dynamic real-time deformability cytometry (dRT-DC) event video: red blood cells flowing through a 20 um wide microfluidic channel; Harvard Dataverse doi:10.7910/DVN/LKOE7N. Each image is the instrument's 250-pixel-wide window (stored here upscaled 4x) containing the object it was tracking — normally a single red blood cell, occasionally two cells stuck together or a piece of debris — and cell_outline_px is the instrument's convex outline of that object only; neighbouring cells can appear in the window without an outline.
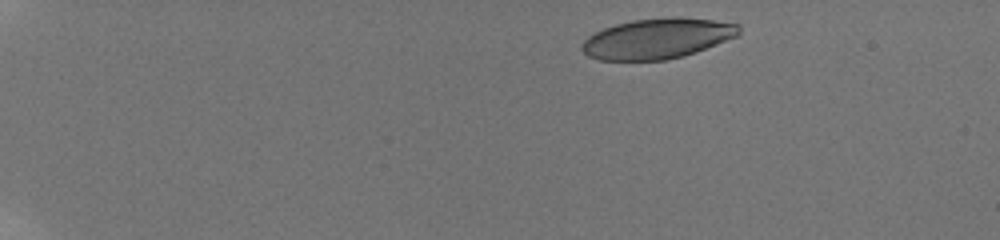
{"species": "human", "species_latin": "Homo sapiens", "temperature_condition": "room temperature", "stored_images_in_passage": 12, "camera_frame_rate_fps": 3000, "um_per_image_px": 0.085, "donor": {"sex": "male"}, "frame": {"image": 1, "passage_image": 2, "time_ms": 1.0, "image_size_px": [1000, 240], "cell_outline_px": [[740, 36], [696, 52], [684, 56], [668, 60], [600, 60], [588, 56], [580, 48], [580, 44], [588, 36], [604, 28], [616, 24], [632, 20], [668, 16], [680, 16], [712, 20], [740, 24]], "centroid_in_image_um": [55.91, 3.27], "position_along_channel_um": 29.1, "area_um2": 37.4}}
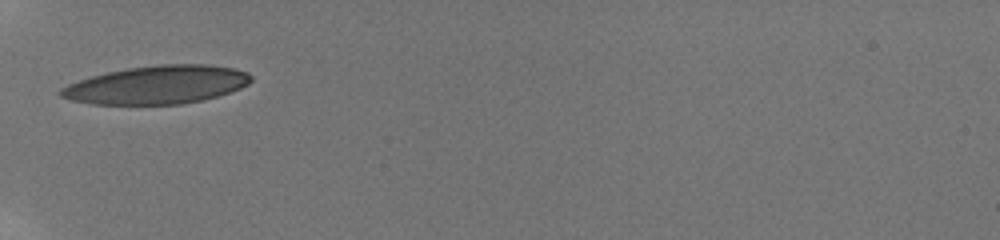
{"frame": {"image": 2, "passage_image": 9, "time_ms": 5.333, "image_size_px": [1000, 240], "cell_outline_px": [[252, 80], [248, 84], [240, 88], [216, 96], [200, 100], [180, 104], [92, 104], [72, 100], [60, 96], [56, 92], [60, 88], [68, 84], [92, 76], [108, 72], [128, 68], [156, 64], [208, 64], [232, 68], [248, 72], [252, 76]], "centroid_in_image_um": [13.33, 7.2], "position_along_channel_um": 71.7, "area_um2": 42.25}}